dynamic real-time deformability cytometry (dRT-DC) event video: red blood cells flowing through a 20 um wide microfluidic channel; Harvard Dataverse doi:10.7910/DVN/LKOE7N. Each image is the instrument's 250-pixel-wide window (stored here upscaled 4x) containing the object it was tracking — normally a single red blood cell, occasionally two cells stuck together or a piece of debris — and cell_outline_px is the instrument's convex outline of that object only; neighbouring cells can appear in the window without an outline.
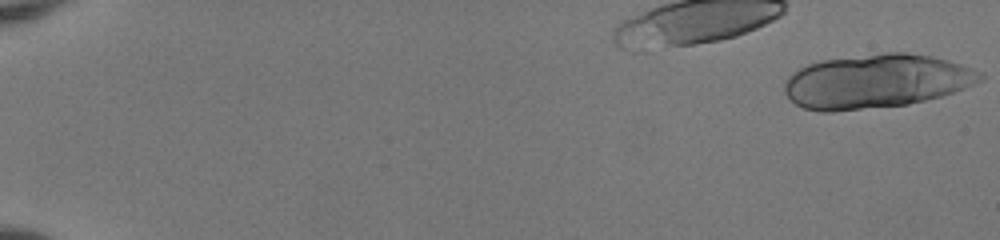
{"species": "human", "species_latin": "Homo sapiens", "temperature_condition": "room temperature", "stored_images_in_passage": 36, "camera_frame_rate_fps": 3000, "um_per_image_px": 0.085, "donor": {"sex": "female"}, "frame": {"image": 1, "passage_image": 1, "time_ms": 0.0, "image_size_px": [1000, 240], "cell_outline_px": [[984, 80], [964, 88], [940, 96], [908, 104], [832, 112], [820, 112], [804, 108], [788, 100], [784, 92], [784, 80], [792, 72], [808, 64], [820, 60], [884, 52], [908, 52], [932, 56], [948, 60], [984, 72]], "centroid_in_image_um": [74.45, 6.9], "position_along_channel_um": 10.6, "area_um2": 61.96}}